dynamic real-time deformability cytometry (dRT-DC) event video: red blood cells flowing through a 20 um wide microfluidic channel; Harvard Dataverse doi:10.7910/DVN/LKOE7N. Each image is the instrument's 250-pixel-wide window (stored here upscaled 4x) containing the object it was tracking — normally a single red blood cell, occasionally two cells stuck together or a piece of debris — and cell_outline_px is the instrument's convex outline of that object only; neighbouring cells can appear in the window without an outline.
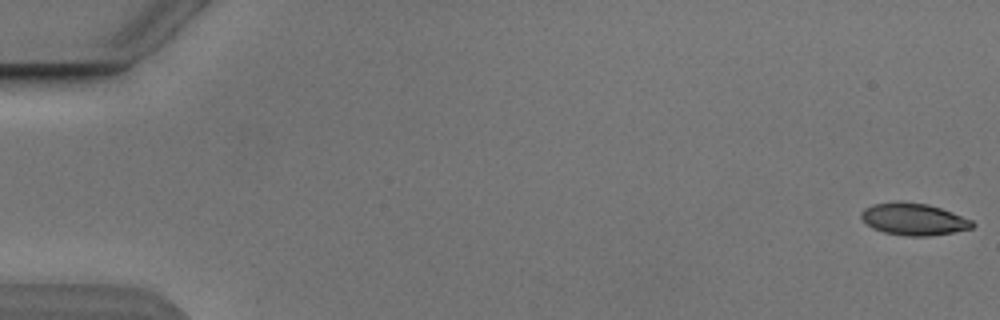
{"species": "Egyptian fruit bat (a non-hibernating species)", "species_latin": "Rousettus aegyptiacus", "temperature_condition": "cold", "stored_images_in_passage": 7, "camera_frame_rate_fps": 3000, "um_per_image_px": 0.085, "animal": {"sex": "male"}, "frame": {"image": 1, "passage_image": 1, "time_ms": 0.0, "image_size_px": [1000, 320], "cell_outline_px": [[976, 224], [972, 228], [952, 232], [928, 236], [908, 236], [884, 232], [872, 228], [860, 216], [860, 212], [864, 208], [872, 204], [896, 200], [900, 200], [928, 204], [952, 212], [972, 220]], "centroid_in_image_um": [77.64, 18.61], "position_along_channel_um": 7.4, "area_um2": 20.87}}
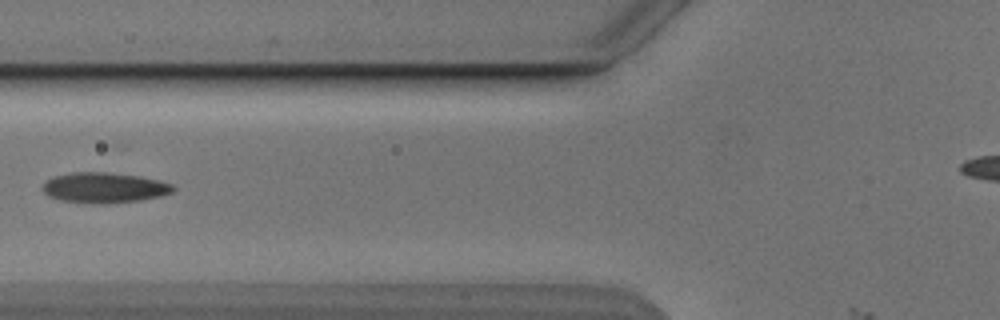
{"frame": {"image": 2, "passage_image": 6, "time_ms": 7.0, "image_size_px": [1000, 320], "cell_outline_px": [[176, 188], [172, 192], [160, 196], [140, 200], [104, 204], [92, 204], [60, 200], [48, 196], [44, 192], [44, 184], [48, 180], [56, 176], [72, 172], [108, 172], [140, 176], [160, 180], [172, 184]], "centroid_in_image_um": [8.9, 15.96], "position_along_channel_um": 116.9, "area_um2": 23.12}}
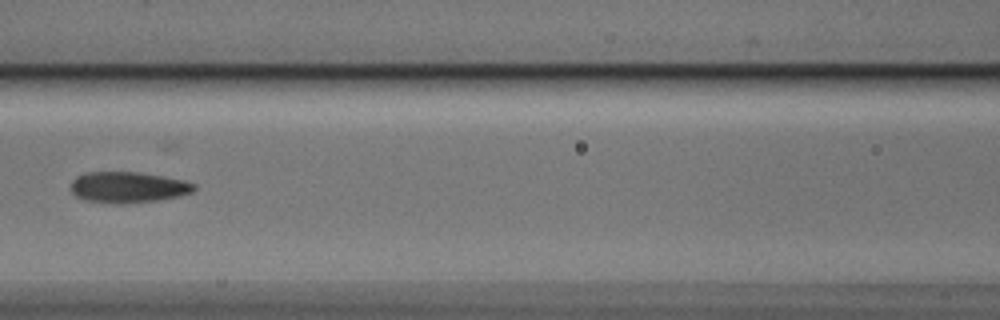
{"frame": {"image": 3, "passage_image": 7, "time_ms": 8.0, "image_size_px": [1000, 320], "cell_outline_px": [[196, 188], [192, 192], [180, 196], [156, 200], [120, 204], [112, 204], [84, 200], [76, 196], [68, 188], [72, 180], [76, 176], [84, 172], [140, 172], [164, 176], [184, 180], [196, 184]], "centroid_in_image_um": [10.84, 15.91], "position_along_channel_um": 155.8, "area_um2": 22.6}}